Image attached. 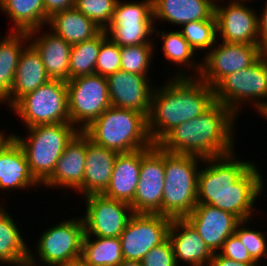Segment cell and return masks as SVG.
Returning a JSON list of instances; mask_svg holds the SVG:
<instances>
[{
  "label": "cell",
  "mask_w": 267,
  "mask_h": 266,
  "mask_svg": "<svg viewBox=\"0 0 267 266\" xmlns=\"http://www.w3.org/2000/svg\"><path fill=\"white\" fill-rule=\"evenodd\" d=\"M234 156L233 152L204 159L198 174L197 204L219 208L240 221L251 220L265 183L254 162L239 161Z\"/></svg>",
  "instance_id": "cell-1"
},
{
  "label": "cell",
  "mask_w": 267,
  "mask_h": 266,
  "mask_svg": "<svg viewBox=\"0 0 267 266\" xmlns=\"http://www.w3.org/2000/svg\"><path fill=\"white\" fill-rule=\"evenodd\" d=\"M215 103L213 87L199 77H172L154 88L148 133L157 145L177 125L202 115Z\"/></svg>",
  "instance_id": "cell-2"
},
{
  "label": "cell",
  "mask_w": 267,
  "mask_h": 266,
  "mask_svg": "<svg viewBox=\"0 0 267 266\" xmlns=\"http://www.w3.org/2000/svg\"><path fill=\"white\" fill-rule=\"evenodd\" d=\"M237 118L227 106L215 102L202 115L177 125L157 145L168 153L203 159L228 155L234 152Z\"/></svg>",
  "instance_id": "cell-3"
},
{
  "label": "cell",
  "mask_w": 267,
  "mask_h": 266,
  "mask_svg": "<svg viewBox=\"0 0 267 266\" xmlns=\"http://www.w3.org/2000/svg\"><path fill=\"white\" fill-rule=\"evenodd\" d=\"M83 132L95 144L117 153L152 147L147 116L131 109L109 107Z\"/></svg>",
  "instance_id": "cell-4"
},
{
  "label": "cell",
  "mask_w": 267,
  "mask_h": 266,
  "mask_svg": "<svg viewBox=\"0 0 267 266\" xmlns=\"http://www.w3.org/2000/svg\"><path fill=\"white\" fill-rule=\"evenodd\" d=\"M200 161L203 162L204 159L194 155L164 151L163 216L171 219H184L193 211L197 205Z\"/></svg>",
  "instance_id": "cell-5"
},
{
  "label": "cell",
  "mask_w": 267,
  "mask_h": 266,
  "mask_svg": "<svg viewBox=\"0 0 267 266\" xmlns=\"http://www.w3.org/2000/svg\"><path fill=\"white\" fill-rule=\"evenodd\" d=\"M27 130L26 139L17 133H13V137L24 150L31 174L42 185L79 130L71 122L37 125Z\"/></svg>",
  "instance_id": "cell-6"
},
{
  "label": "cell",
  "mask_w": 267,
  "mask_h": 266,
  "mask_svg": "<svg viewBox=\"0 0 267 266\" xmlns=\"http://www.w3.org/2000/svg\"><path fill=\"white\" fill-rule=\"evenodd\" d=\"M213 91L215 102L227 106L236 116L244 104L251 105L252 101L261 114L267 107V53L249 67L223 77Z\"/></svg>",
  "instance_id": "cell-7"
},
{
  "label": "cell",
  "mask_w": 267,
  "mask_h": 266,
  "mask_svg": "<svg viewBox=\"0 0 267 266\" xmlns=\"http://www.w3.org/2000/svg\"><path fill=\"white\" fill-rule=\"evenodd\" d=\"M25 127L70 122L65 81L50 79L22 96L12 107Z\"/></svg>",
  "instance_id": "cell-8"
},
{
  "label": "cell",
  "mask_w": 267,
  "mask_h": 266,
  "mask_svg": "<svg viewBox=\"0 0 267 266\" xmlns=\"http://www.w3.org/2000/svg\"><path fill=\"white\" fill-rule=\"evenodd\" d=\"M154 24L153 0L130 3L118 0L110 23L104 31L119 47L154 44L149 38H155L152 37L156 27Z\"/></svg>",
  "instance_id": "cell-9"
},
{
  "label": "cell",
  "mask_w": 267,
  "mask_h": 266,
  "mask_svg": "<svg viewBox=\"0 0 267 266\" xmlns=\"http://www.w3.org/2000/svg\"><path fill=\"white\" fill-rule=\"evenodd\" d=\"M70 122L83 131L111 107L107 77L83 75L66 82Z\"/></svg>",
  "instance_id": "cell-10"
},
{
  "label": "cell",
  "mask_w": 267,
  "mask_h": 266,
  "mask_svg": "<svg viewBox=\"0 0 267 266\" xmlns=\"http://www.w3.org/2000/svg\"><path fill=\"white\" fill-rule=\"evenodd\" d=\"M172 219L160 214L134 213L119 236L123 258L141 261L168 239Z\"/></svg>",
  "instance_id": "cell-11"
},
{
  "label": "cell",
  "mask_w": 267,
  "mask_h": 266,
  "mask_svg": "<svg viewBox=\"0 0 267 266\" xmlns=\"http://www.w3.org/2000/svg\"><path fill=\"white\" fill-rule=\"evenodd\" d=\"M65 220L40 234L35 247L39 262L45 266L81 257L85 234L82 216Z\"/></svg>",
  "instance_id": "cell-12"
},
{
  "label": "cell",
  "mask_w": 267,
  "mask_h": 266,
  "mask_svg": "<svg viewBox=\"0 0 267 266\" xmlns=\"http://www.w3.org/2000/svg\"><path fill=\"white\" fill-rule=\"evenodd\" d=\"M164 181V151L158 145L141 149L139 181L131 204L134 213L162 215Z\"/></svg>",
  "instance_id": "cell-13"
},
{
  "label": "cell",
  "mask_w": 267,
  "mask_h": 266,
  "mask_svg": "<svg viewBox=\"0 0 267 266\" xmlns=\"http://www.w3.org/2000/svg\"><path fill=\"white\" fill-rule=\"evenodd\" d=\"M218 42L219 39L201 62L199 78L210 87L226 75L249 67L264 53L259 45Z\"/></svg>",
  "instance_id": "cell-14"
},
{
  "label": "cell",
  "mask_w": 267,
  "mask_h": 266,
  "mask_svg": "<svg viewBox=\"0 0 267 266\" xmlns=\"http://www.w3.org/2000/svg\"><path fill=\"white\" fill-rule=\"evenodd\" d=\"M83 218L85 234L95 237H119L134 214L130 204L103 195L84 197Z\"/></svg>",
  "instance_id": "cell-15"
},
{
  "label": "cell",
  "mask_w": 267,
  "mask_h": 266,
  "mask_svg": "<svg viewBox=\"0 0 267 266\" xmlns=\"http://www.w3.org/2000/svg\"><path fill=\"white\" fill-rule=\"evenodd\" d=\"M217 2L214 4L217 37L220 35V39L228 43L259 45L258 12L236 0H229L227 6Z\"/></svg>",
  "instance_id": "cell-16"
},
{
  "label": "cell",
  "mask_w": 267,
  "mask_h": 266,
  "mask_svg": "<svg viewBox=\"0 0 267 266\" xmlns=\"http://www.w3.org/2000/svg\"><path fill=\"white\" fill-rule=\"evenodd\" d=\"M148 75L116 71L107 77L109 99L112 107L131 109L149 116L151 110L152 82ZM151 82V83H150Z\"/></svg>",
  "instance_id": "cell-17"
},
{
  "label": "cell",
  "mask_w": 267,
  "mask_h": 266,
  "mask_svg": "<svg viewBox=\"0 0 267 266\" xmlns=\"http://www.w3.org/2000/svg\"><path fill=\"white\" fill-rule=\"evenodd\" d=\"M185 219L213 253L222 249L225 240L235 233L240 222L235 215L207 204H197Z\"/></svg>",
  "instance_id": "cell-18"
},
{
  "label": "cell",
  "mask_w": 267,
  "mask_h": 266,
  "mask_svg": "<svg viewBox=\"0 0 267 266\" xmlns=\"http://www.w3.org/2000/svg\"><path fill=\"white\" fill-rule=\"evenodd\" d=\"M86 165V134L79 131L68 143L56 162L52 175L43 183L47 188L63 187L77 190L83 185Z\"/></svg>",
  "instance_id": "cell-19"
},
{
  "label": "cell",
  "mask_w": 267,
  "mask_h": 266,
  "mask_svg": "<svg viewBox=\"0 0 267 266\" xmlns=\"http://www.w3.org/2000/svg\"><path fill=\"white\" fill-rule=\"evenodd\" d=\"M168 239L173 246L177 266H179L180 260L191 266L210 265L214 253L185 218L172 219Z\"/></svg>",
  "instance_id": "cell-20"
},
{
  "label": "cell",
  "mask_w": 267,
  "mask_h": 266,
  "mask_svg": "<svg viewBox=\"0 0 267 266\" xmlns=\"http://www.w3.org/2000/svg\"><path fill=\"white\" fill-rule=\"evenodd\" d=\"M40 30H43L42 27L28 33L30 44L38 51L48 77L68 82L72 45L53 31L41 34Z\"/></svg>",
  "instance_id": "cell-21"
},
{
  "label": "cell",
  "mask_w": 267,
  "mask_h": 266,
  "mask_svg": "<svg viewBox=\"0 0 267 266\" xmlns=\"http://www.w3.org/2000/svg\"><path fill=\"white\" fill-rule=\"evenodd\" d=\"M117 155L116 151L95 144L86 135V165L78 193L84 197L102 195L109 185Z\"/></svg>",
  "instance_id": "cell-22"
},
{
  "label": "cell",
  "mask_w": 267,
  "mask_h": 266,
  "mask_svg": "<svg viewBox=\"0 0 267 266\" xmlns=\"http://www.w3.org/2000/svg\"><path fill=\"white\" fill-rule=\"evenodd\" d=\"M38 185L40 187L30 172L24 150L12 136L0 149V189L21 190L38 188Z\"/></svg>",
  "instance_id": "cell-23"
},
{
  "label": "cell",
  "mask_w": 267,
  "mask_h": 266,
  "mask_svg": "<svg viewBox=\"0 0 267 266\" xmlns=\"http://www.w3.org/2000/svg\"><path fill=\"white\" fill-rule=\"evenodd\" d=\"M48 77L38 51L29 43L23 49L15 72L11 92L0 102L11 108L22 96L47 83Z\"/></svg>",
  "instance_id": "cell-24"
},
{
  "label": "cell",
  "mask_w": 267,
  "mask_h": 266,
  "mask_svg": "<svg viewBox=\"0 0 267 266\" xmlns=\"http://www.w3.org/2000/svg\"><path fill=\"white\" fill-rule=\"evenodd\" d=\"M141 168V149L118 153L110 182L103 196L132 204Z\"/></svg>",
  "instance_id": "cell-25"
},
{
  "label": "cell",
  "mask_w": 267,
  "mask_h": 266,
  "mask_svg": "<svg viewBox=\"0 0 267 266\" xmlns=\"http://www.w3.org/2000/svg\"><path fill=\"white\" fill-rule=\"evenodd\" d=\"M215 0H153L154 22L173 25L209 19L214 14Z\"/></svg>",
  "instance_id": "cell-26"
},
{
  "label": "cell",
  "mask_w": 267,
  "mask_h": 266,
  "mask_svg": "<svg viewBox=\"0 0 267 266\" xmlns=\"http://www.w3.org/2000/svg\"><path fill=\"white\" fill-rule=\"evenodd\" d=\"M53 31L69 44H77L95 37L101 29L75 7L54 13L48 21Z\"/></svg>",
  "instance_id": "cell-27"
},
{
  "label": "cell",
  "mask_w": 267,
  "mask_h": 266,
  "mask_svg": "<svg viewBox=\"0 0 267 266\" xmlns=\"http://www.w3.org/2000/svg\"><path fill=\"white\" fill-rule=\"evenodd\" d=\"M0 11L10 17V32L29 33L46 26L49 16L45 13L43 0H0Z\"/></svg>",
  "instance_id": "cell-28"
},
{
  "label": "cell",
  "mask_w": 267,
  "mask_h": 266,
  "mask_svg": "<svg viewBox=\"0 0 267 266\" xmlns=\"http://www.w3.org/2000/svg\"><path fill=\"white\" fill-rule=\"evenodd\" d=\"M0 204V263L22 265L28 261L29 251L21 230L14 219Z\"/></svg>",
  "instance_id": "cell-29"
},
{
  "label": "cell",
  "mask_w": 267,
  "mask_h": 266,
  "mask_svg": "<svg viewBox=\"0 0 267 266\" xmlns=\"http://www.w3.org/2000/svg\"><path fill=\"white\" fill-rule=\"evenodd\" d=\"M8 33L0 38V102L11 92L20 55L30 43L28 33Z\"/></svg>",
  "instance_id": "cell-30"
},
{
  "label": "cell",
  "mask_w": 267,
  "mask_h": 266,
  "mask_svg": "<svg viewBox=\"0 0 267 266\" xmlns=\"http://www.w3.org/2000/svg\"><path fill=\"white\" fill-rule=\"evenodd\" d=\"M154 34L159 35L160 38H162L161 40H163L161 49L162 52H164L163 55L169 60V62H173L175 65L177 64L180 66V71H177V74L175 73L173 77H189V75L192 77L193 73L190 74L189 72L188 74L189 69L184 72V68H190V71L196 70L195 73L197 75L194 74L193 77L200 76L202 61L200 60L199 63L197 60L195 61V51L190 47L180 31L174 30L170 32H164L163 30L160 32V30L155 28ZM181 68H183V71H181Z\"/></svg>",
  "instance_id": "cell-31"
},
{
  "label": "cell",
  "mask_w": 267,
  "mask_h": 266,
  "mask_svg": "<svg viewBox=\"0 0 267 266\" xmlns=\"http://www.w3.org/2000/svg\"><path fill=\"white\" fill-rule=\"evenodd\" d=\"M81 257L88 266H120L124 260L120 238L84 235Z\"/></svg>",
  "instance_id": "cell-32"
},
{
  "label": "cell",
  "mask_w": 267,
  "mask_h": 266,
  "mask_svg": "<svg viewBox=\"0 0 267 266\" xmlns=\"http://www.w3.org/2000/svg\"><path fill=\"white\" fill-rule=\"evenodd\" d=\"M106 38V32L101 30L92 39L72 45L69 61V80L78 76L95 74L100 46Z\"/></svg>",
  "instance_id": "cell-33"
},
{
  "label": "cell",
  "mask_w": 267,
  "mask_h": 266,
  "mask_svg": "<svg viewBox=\"0 0 267 266\" xmlns=\"http://www.w3.org/2000/svg\"><path fill=\"white\" fill-rule=\"evenodd\" d=\"M180 29L182 36L186 39L190 47L196 52L206 50L207 53L216 44L217 23L215 14L209 19L191 21L183 24ZM208 49V51H207Z\"/></svg>",
  "instance_id": "cell-34"
},
{
  "label": "cell",
  "mask_w": 267,
  "mask_h": 266,
  "mask_svg": "<svg viewBox=\"0 0 267 266\" xmlns=\"http://www.w3.org/2000/svg\"><path fill=\"white\" fill-rule=\"evenodd\" d=\"M155 47L152 44H140L120 47L121 70L140 75H149Z\"/></svg>",
  "instance_id": "cell-35"
},
{
  "label": "cell",
  "mask_w": 267,
  "mask_h": 266,
  "mask_svg": "<svg viewBox=\"0 0 267 266\" xmlns=\"http://www.w3.org/2000/svg\"><path fill=\"white\" fill-rule=\"evenodd\" d=\"M253 220L240 221L235 229V234L238 236L242 244L248 250L250 256L259 264L261 258H267V240L266 233L260 230L250 229L246 224Z\"/></svg>",
  "instance_id": "cell-36"
},
{
  "label": "cell",
  "mask_w": 267,
  "mask_h": 266,
  "mask_svg": "<svg viewBox=\"0 0 267 266\" xmlns=\"http://www.w3.org/2000/svg\"><path fill=\"white\" fill-rule=\"evenodd\" d=\"M118 0H75L74 7L105 30L113 16Z\"/></svg>",
  "instance_id": "cell-37"
},
{
  "label": "cell",
  "mask_w": 267,
  "mask_h": 266,
  "mask_svg": "<svg viewBox=\"0 0 267 266\" xmlns=\"http://www.w3.org/2000/svg\"><path fill=\"white\" fill-rule=\"evenodd\" d=\"M119 70H121L120 47L107 37L100 46L95 74L108 77Z\"/></svg>",
  "instance_id": "cell-38"
},
{
  "label": "cell",
  "mask_w": 267,
  "mask_h": 266,
  "mask_svg": "<svg viewBox=\"0 0 267 266\" xmlns=\"http://www.w3.org/2000/svg\"><path fill=\"white\" fill-rule=\"evenodd\" d=\"M144 266H177L169 239L153 247L141 260Z\"/></svg>",
  "instance_id": "cell-39"
},
{
  "label": "cell",
  "mask_w": 267,
  "mask_h": 266,
  "mask_svg": "<svg viewBox=\"0 0 267 266\" xmlns=\"http://www.w3.org/2000/svg\"><path fill=\"white\" fill-rule=\"evenodd\" d=\"M219 253L237 262L257 263L235 233L225 240Z\"/></svg>",
  "instance_id": "cell-40"
},
{
  "label": "cell",
  "mask_w": 267,
  "mask_h": 266,
  "mask_svg": "<svg viewBox=\"0 0 267 266\" xmlns=\"http://www.w3.org/2000/svg\"><path fill=\"white\" fill-rule=\"evenodd\" d=\"M45 13L51 17L54 13L74 7L75 0H43Z\"/></svg>",
  "instance_id": "cell-41"
},
{
  "label": "cell",
  "mask_w": 267,
  "mask_h": 266,
  "mask_svg": "<svg viewBox=\"0 0 267 266\" xmlns=\"http://www.w3.org/2000/svg\"><path fill=\"white\" fill-rule=\"evenodd\" d=\"M263 12L258 17V35H259V47L267 53V0L265 1Z\"/></svg>",
  "instance_id": "cell-42"
},
{
  "label": "cell",
  "mask_w": 267,
  "mask_h": 266,
  "mask_svg": "<svg viewBox=\"0 0 267 266\" xmlns=\"http://www.w3.org/2000/svg\"><path fill=\"white\" fill-rule=\"evenodd\" d=\"M258 263H242L226 258L219 252L213 254L209 266H258Z\"/></svg>",
  "instance_id": "cell-43"
},
{
  "label": "cell",
  "mask_w": 267,
  "mask_h": 266,
  "mask_svg": "<svg viewBox=\"0 0 267 266\" xmlns=\"http://www.w3.org/2000/svg\"><path fill=\"white\" fill-rule=\"evenodd\" d=\"M52 266H88V265L86 264V262L84 261L82 257H78L76 259L58 263Z\"/></svg>",
  "instance_id": "cell-44"
},
{
  "label": "cell",
  "mask_w": 267,
  "mask_h": 266,
  "mask_svg": "<svg viewBox=\"0 0 267 266\" xmlns=\"http://www.w3.org/2000/svg\"><path fill=\"white\" fill-rule=\"evenodd\" d=\"M35 257H37V256H35L34 253H32V250H31V251H29L28 261L26 263L22 264V265H17V266H36V265L38 266L39 265L37 263L38 260Z\"/></svg>",
  "instance_id": "cell-45"
},
{
  "label": "cell",
  "mask_w": 267,
  "mask_h": 266,
  "mask_svg": "<svg viewBox=\"0 0 267 266\" xmlns=\"http://www.w3.org/2000/svg\"><path fill=\"white\" fill-rule=\"evenodd\" d=\"M120 266H144L141 261L124 259Z\"/></svg>",
  "instance_id": "cell-46"
},
{
  "label": "cell",
  "mask_w": 267,
  "mask_h": 266,
  "mask_svg": "<svg viewBox=\"0 0 267 266\" xmlns=\"http://www.w3.org/2000/svg\"><path fill=\"white\" fill-rule=\"evenodd\" d=\"M12 136L13 134L6 135L3 131H0V149Z\"/></svg>",
  "instance_id": "cell-47"
},
{
  "label": "cell",
  "mask_w": 267,
  "mask_h": 266,
  "mask_svg": "<svg viewBox=\"0 0 267 266\" xmlns=\"http://www.w3.org/2000/svg\"><path fill=\"white\" fill-rule=\"evenodd\" d=\"M261 115L264 117V119H267V107L266 109L261 113Z\"/></svg>",
  "instance_id": "cell-48"
},
{
  "label": "cell",
  "mask_w": 267,
  "mask_h": 266,
  "mask_svg": "<svg viewBox=\"0 0 267 266\" xmlns=\"http://www.w3.org/2000/svg\"><path fill=\"white\" fill-rule=\"evenodd\" d=\"M236 1H239V2H241V1H242V2H244V3H245V2L247 3V1H249V2H250L251 0H236ZM252 1H253V0H252Z\"/></svg>",
  "instance_id": "cell-49"
}]
</instances>
